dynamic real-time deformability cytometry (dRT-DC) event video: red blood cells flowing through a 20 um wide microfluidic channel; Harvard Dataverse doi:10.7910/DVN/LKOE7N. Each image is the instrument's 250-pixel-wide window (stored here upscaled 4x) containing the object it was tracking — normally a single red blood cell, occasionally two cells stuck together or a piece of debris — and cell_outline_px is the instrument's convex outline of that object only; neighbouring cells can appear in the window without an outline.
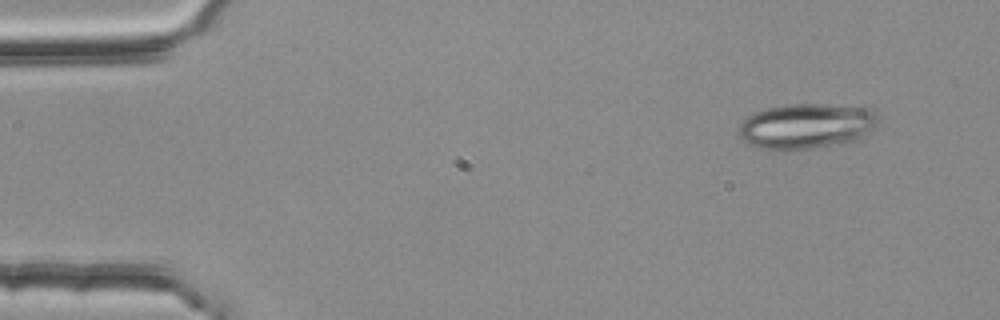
{"species": "common noctule bat (a hibernating species)", "species_latin": "Nyctalus noctula", "temperature_condition": "room temperature", "stored_images_in_passage": 3, "camera_frame_rate_fps": 3000, "um_per_image_px": 0.085, "animal": {"sex": "female", "body_mass_g": 25.1}, "frame": {"image": 1, "passage_image": 1, "time_ms": 0.0, "image_size_px": [1000, 320], "cell_outline_px": [[880, 116], [876, 124], [860, 140], [852, 144], [812, 148], [760, 148], [748, 144], [736, 132], [740, 124], [748, 116], [756, 112], [768, 108], [784, 104], [824, 104], [872, 108]], "centroid_in_image_um": [68.61, 10.71], "position_along_channel_um": 16.4, "area_um2": 37.05}}